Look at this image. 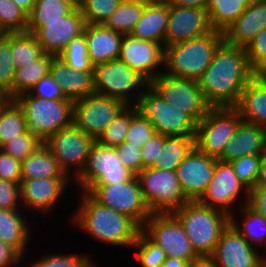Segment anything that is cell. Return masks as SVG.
Returning a JSON list of instances; mask_svg holds the SVG:
<instances>
[{
  "mask_svg": "<svg viewBox=\"0 0 266 267\" xmlns=\"http://www.w3.org/2000/svg\"><path fill=\"white\" fill-rule=\"evenodd\" d=\"M254 76L245 48L223 41L197 81L212 108L236 107L241 92Z\"/></svg>",
  "mask_w": 266,
  "mask_h": 267,
  "instance_id": "6da1fadb",
  "label": "cell"
},
{
  "mask_svg": "<svg viewBox=\"0 0 266 267\" xmlns=\"http://www.w3.org/2000/svg\"><path fill=\"white\" fill-rule=\"evenodd\" d=\"M74 221L91 237L105 244L132 246L142 227L131 217L97 202L84 191Z\"/></svg>",
  "mask_w": 266,
  "mask_h": 267,
  "instance_id": "7a4b0ae2",
  "label": "cell"
},
{
  "mask_svg": "<svg viewBox=\"0 0 266 267\" xmlns=\"http://www.w3.org/2000/svg\"><path fill=\"white\" fill-rule=\"evenodd\" d=\"M184 228L192 248L202 258H210L231 216L222 210L189 201L173 212Z\"/></svg>",
  "mask_w": 266,
  "mask_h": 267,
  "instance_id": "3957f363",
  "label": "cell"
},
{
  "mask_svg": "<svg viewBox=\"0 0 266 267\" xmlns=\"http://www.w3.org/2000/svg\"><path fill=\"white\" fill-rule=\"evenodd\" d=\"M223 41V32L212 30L201 37L165 47L164 67L168 72L164 73L198 80Z\"/></svg>",
  "mask_w": 266,
  "mask_h": 267,
  "instance_id": "277c9868",
  "label": "cell"
},
{
  "mask_svg": "<svg viewBox=\"0 0 266 267\" xmlns=\"http://www.w3.org/2000/svg\"><path fill=\"white\" fill-rule=\"evenodd\" d=\"M13 100L24 113L27 130L43 142L73 124L74 102L70 99H42L26 92Z\"/></svg>",
  "mask_w": 266,
  "mask_h": 267,
  "instance_id": "5b68a950",
  "label": "cell"
},
{
  "mask_svg": "<svg viewBox=\"0 0 266 267\" xmlns=\"http://www.w3.org/2000/svg\"><path fill=\"white\" fill-rule=\"evenodd\" d=\"M146 88L134 100L133 106L141 116L149 119L156 133L166 136H195L197 124L187 114L161 98L149 86Z\"/></svg>",
  "mask_w": 266,
  "mask_h": 267,
  "instance_id": "8992f818",
  "label": "cell"
},
{
  "mask_svg": "<svg viewBox=\"0 0 266 267\" xmlns=\"http://www.w3.org/2000/svg\"><path fill=\"white\" fill-rule=\"evenodd\" d=\"M88 192L97 202L134 219L141 227L152 215L144 200L137 175L118 184H87Z\"/></svg>",
  "mask_w": 266,
  "mask_h": 267,
  "instance_id": "52a82bcc",
  "label": "cell"
},
{
  "mask_svg": "<svg viewBox=\"0 0 266 267\" xmlns=\"http://www.w3.org/2000/svg\"><path fill=\"white\" fill-rule=\"evenodd\" d=\"M137 177L152 214L173 213L189 202L181 189L176 171L150 167L142 170Z\"/></svg>",
  "mask_w": 266,
  "mask_h": 267,
  "instance_id": "ba28073f",
  "label": "cell"
},
{
  "mask_svg": "<svg viewBox=\"0 0 266 267\" xmlns=\"http://www.w3.org/2000/svg\"><path fill=\"white\" fill-rule=\"evenodd\" d=\"M148 86L161 98L179 108L198 124L212 108L199 88L198 81L159 74Z\"/></svg>",
  "mask_w": 266,
  "mask_h": 267,
  "instance_id": "9c48e42d",
  "label": "cell"
},
{
  "mask_svg": "<svg viewBox=\"0 0 266 267\" xmlns=\"http://www.w3.org/2000/svg\"><path fill=\"white\" fill-rule=\"evenodd\" d=\"M93 71L96 93L101 96L119 99L127 106L135 104L132 101L134 96H131L130 92H138L137 99L144 91L141 87L148 86V82L141 75L119 59L98 64L94 66Z\"/></svg>",
  "mask_w": 266,
  "mask_h": 267,
  "instance_id": "30bf717a",
  "label": "cell"
},
{
  "mask_svg": "<svg viewBox=\"0 0 266 267\" xmlns=\"http://www.w3.org/2000/svg\"><path fill=\"white\" fill-rule=\"evenodd\" d=\"M241 121L235 107L211 108L196 125L195 147L222 161L224 147Z\"/></svg>",
  "mask_w": 266,
  "mask_h": 267,
  "instance_id": "8fae6325",
  "label": "cell"
},
{
  "mask_svg": "<svg viewBox=\"0 0 266 267\" xmlns=\"http://www.w3.org/2000/svg\"><path fill=\"white\" fill-rule=\"evenodd\" d=\"M142 232L160 246L166 256L188 261L200 260L183 226L173 213H154L142 226Z\"/></svg>",
  "mask_w": 266,
  "mask_h": 267,
  "instance_id": "7c38bea8",
  "label": "cell"
},
{
  "mask_svg": "<svg viewBox=\"0 0 266 267\" xmlns=\"http://www.w3.org/2000/svg\"><path fill=\"white\" fill-rule=\"evenodd\" d=\"M132 174L123 164L115 147L92 144L83 171L76 177L83 189L87 184H118L129 181Z\"/></svg>",
  "mask_w": 266,
  "mask_h": 267,
  "instance_id": "4fadbf2b",
  "label": "cell"
},
{
  "mask_svg": "<svg viewBox=\"0 0 266 267\" xmlns=\"http://www.w3.org/2000/svg\"><path fill=\"white\" fill-rule=\"evenodd\" d=\"M127 105L97 93L74 101L73 124L95 140Z\"/></svg>",
  "mask_w": 266,
  "mask_h": 267,
  "instance_id": "5bb4252c",
  "label": "cell"
},
{
  "mask_svg": "<svg viewBox=\"0 0 266 267\" xmlns=\"http://www.w3.org/2000/svg\"><path fill=\"white\" fill-rule=\"evenodd\" d=\"M95 139L79 130L74 124L49 136L43 144L58 161L67 176L70 167H75V179L84 169Z\"/></svg>",
  "mask_w": 266,
  "mask_h": 267,
  "instance_id": "9a60e30c",
  "label": "cell"
},
{
  "mask_svg": "<svg viewBox=\"0 0 266 267\" xmlns=\"http://www.w3.org/2000/svg\"><path fill=\"white\" fill-rule=\"evenodd\" d=\"M86 23L80 9L54 22H28L27 31L35 36L44 53L59 56L72 39L83 34Z\"/></svg>",
  "mask_w": 266,
  "mask_h": 267,
  "instance_id": "2e32d148",
  "label": "cell"
},
{
  "mask_svg": "<svg viewBox=\"0 0 266 267\" xmlns=\"http://www.w3.org/2000/svg\"><path fill=\"white\" fill-rule=\"evenodd\" d=\"M246 192L247 204L249 189L240 181L231 163L217 160L213 178L198 202L204 206L216 208L232 215L231 206L242 191Z\"/></svg>",
  "mask_w": 266,
  "mask_h": 267,
  "instance_id": "e0dca14e",
  "label": "cell"
},
{
  "mask_svg": "<svg viewBox=\"0 0 266 267\" xmlns=\"http://www.w3.org/2000/svg\"><path fill=\"white\" fill-rule=\"evenodd\" d=\"M164 56L163 44L137 39L128 34L123 35L118 59L125 62L149 83L162 73L161 71L158 73L156 69L160 65L164 67Z\"/></svg>",
  "mask_w": 266,
  "mask_h": 267,
  "instance_id": "ac0fdd59",
  "label": "cell"
},
{
  "mask_svg": "<svg viewBox=\"0 0 266 267\" xmlns=\"http://www.w3.org/2000/svg\"><path fill=\"white\" fill-rule=\"evenodd\" d=\"M230 223L223 231L210 260L217 267H265L264 259Z\"/></svg>",
  "mask_w": 266,
  "mask_h": 267,
  "instance_id": "d6986e66",
  "label": "cell"
},
{
  "mask_svg": "<svg viewBox=\"0 0 266 267\" xmlns=\"http://www.w3.org/2000/svg\"><path fill=\"white\" fill-rule=\"evenodd\" d=\"M217 160L194 147L176 168L181 189L189 201H198L204 194Z\"/></svg>",
  "mask_w": 266,
  "mask_h": 267,
  "instance_id": "ffe728a7",
  "label": "cell"
},
{
  "mask_svg": "<svg viewBox=\"0 0 266 267\" xmlns=\"http://www.w3.org/2000/svg\"><path fill=\"white\" fill-rule=\"evenodd\" d=\"M212 30L206 9L169 5L164 47L201 37Z\"/></svg>",
  "mask_w": 266,
  "mask_h": 267,
  "instance_id": "44dd1931",
  "label": "cell"
},
{
  "mask_svg": "<svg viewBox=\"0 0 266 267\" xmlns=\"http://www.w3.org/2000/svg\"><path fill=\"white\" fill-rule=\"evenodd\" d=\"M71 178H36L21 180L19 183L20 203L37 210L40 213H47L58 203L67 182Z\"/></svg>",
  "mask_w": 266,
  "mask_h": 267,
  "instance_id": "7402d4cb",
  "label": "cell"
},
{
  "mask_svg": "<svg viewBox=\"0 0 266 267\" xmlns=\"http://www.w3.org/2000/svg\"><path fill=\"white\" fill-rule=\"evenodd\" d=\"M266 27V0H255L223 32L224 41L245 48Z\"/></svg>",
  "mask_w": 266,
  "mask_h": 267,
  "instance_id": "603a6c76",
  "label": "cell"
},
{
  "mask_svg": "<svg viewBox=\"0 0 266 267\" xmlns=\"http://www.w3.org/2000/svg\"><path fill=\"white\" fill-rule=\"evenodd\" d=\"M50 74L59 83L65 98L73 102L96 93L94 71L73 70L59 56H54Z\"/></svg>",
  "mask_w": 266,
  "mask_h": 267,
  "instance_id": "cb8c5ba5",
  "label": "cell"
},
{
  "mask_svg": "<svg viewBox=\"0 0 266 267\" xmlns=\"http://www.w3.org/2000/svg\"><path fill=\"white\" fill-rule=\"evenodd\" d=\"M266 152V129L241 121L224 147L222 161L232 162L246 155Z\"/></svg>",
  "mask_w": 266,
  "mask_h": 267,
  "instance_id": "d4e9b609",
  "label": "cell"
},
{
  "mask_svg": "<svg viewBox=\"0 0 266 267\" xmlns=\"http://www.w3.org/2000/svg\"><path fill=\"white\" fill-rule=\"evenodd\" d=\"M83 33L93 66L119 58L123 34L103 24H86Z\"/></svg>",
  "mask_w": 266,
  "mask_h": 267,
  "instance_id": "484cf974",
  "label": "cell"
},
{
  "mask_svg": "<svg viewBox=\"0 0 266 267\" xmlns=\"http://www.w3.org/2000/svg\"><path fill=\"white\" fill-rule=\"evenodd\" d=\"M169 16V4L164 2H148L142 17L135 24L130 35L141 40H148L164 45Z\"/></svg>",
  "mask_w": 266,
  "mask_h": 267,
  "instance_id": "4316f807",
  "label": "cell"
},
{
  "mask_svg": "<svg viewBox=\"0 0 266 267\" xmlns=\"http://www.w3.org/2000/svg\"><path fill=\"white\" fill-rule=\"evenodd\" d=\"M235 108L243 121L266 128V84L257 75L246 84Z\"/></svg>",
  "mask_w": 266,
  "mask_h": 267,
  "instance_id": "83f0119b",
  "label": "cell"
},
{
  "mask_svg": "<svg viewBox=\"0 0 266 267\" xmlns=\"http://www.w3.org/2000/svg\"><path fill=\"white\" fill-rule=\"evenodd\" d=\"M21 180L36 178H73L67 176L58 161L43 144L21 162Z\"/></svg>",
  "mask_w": 266,
  "mask_h": 267,
  "instance_id": "f1b7e54d",
  "label": "cell"
},
{
  "mask_svg": "<svg viewBox=\"0 0 266 267\" xmlns=\"http://www.w3.org/2000/svg\"><path fill=\"white\" fill-rule=\"evenodd\" d=\"M18 209H0V240L15 247L22 255L27 248L30 228Z\"/></svg>",
  "mask_w": 266,
  "mask_h": 267,
  "instance_id": "f546056e",
  "label": "cell"
},
{
  "mask_svg": "<svg viewBox=\"0 0 266 267\" xmlns=\"http://www.w3.org/2000/svg\"><path fill=\"white\" fill-rule=\"evenodd\" d=\"M195 147V136H167L152 168L176 171Z\"/></svg>",
  "mask_w": 266,
  "mask_h": 267,
  "instance_id": "4dcf8cb0",
  "label": "cell"
},
{
  "mask_svg": "<svg viewBox=\"0 0 266 267\" xmlns=\"http://www.w3.org/2000/svg\"><path fill=\"white\" fill-rule=\"evenodd\" d=\"M53 55L44 53L38 60L15 70L12 83V100L19 95L30 92L38 81L50 74Z\"/></svg>",
  "mask_w": 266,
  "mask_h": 267,
  "instance_id": "1f68e13d",
  "label": "cell"
},
{
  "mask_svg": "<svg viewBox=\"0 0 266 267\" xmlns=\"http://www.w3.org/2000/svg\"><path fill=\"white\" fill-rule=\"evenodd\" d=\"M255 0H208L207 12L213 30L224 32Z\"/></svg>",
  "mask_w": 266,
  "mask_h": 267,
  "instance_id": "d6a6232c",
  "label": "cell"
},
{
  "mask_svg": "<svg viewBox=\"0 0 266 267\" xmlns=\"http://www.w3.org/2000/svg\"><path fill=\"white\" fill-rule=\"evenodd\" d=\"M147 3L144 0H122L117 9L103 25L120 34L128 35L142 17L144 7Z\"/></svg>",
  "mask_w": 266,
  "mask_h": 267,
  "instance_id": "836d02e7",
  "label": "cell"
},
{
  "mask_svg": "<svg viewBox=\"0 0 266 267\" xmlns=\"http://www.w3.org/2000/svg\"><path fill=\"white\" fill-rule=\"evenodd\" d=\"M26 131L22 109L14 100L4 99L0 104V148Z\"/></svg>",
  "mask_w": 266,
  "mask_h": 267,
  "instance_id": "e575fe53",
  "label": "cell"
},
{
  "mask_svg": "<svg viewBox=\"0 0 266 267\" xmlns=\"http://www.w3.org/2000/svg\"><path fill=\"white\" fill-rule=\"evenodd\" d=\"M11 54L16 70L38 60L44 52L33 34L23 32L11 33Z\"/></svg>",
  "mask_w": 266,
  "mask_h": 267,
  "instance_id": "d590c367",
  "label": "cell"
},
{
  "mask_svg": "<svg viewBox=\"0 0 266 267\" xmlns=\"http://www.w3.org/2000/svg\"><path fill=\"white\" fill-rule=\"evenodd\" d=\"M241 214L244 216V222L242 226L236 223L235 217L231 215V224L233 227L253 246L255 242H266V218L261 214H258L252 210L247 204H243L241 207ZM245 214V215H244ZM235 219V220H234ZM260 229V230H257ZM259 231V232H258Z\"/></svg>",
  "mask_w": 266,
  "mask_h": 267,
  "instance_id": "8d00e7d4",
  "label": "cell"
},
{
  "mask_svg": "<svg viewBox=\"0 0 266 267\" xmlns=\"http://www.w3.org/2000/svg\"><path fill=\"white\" fill-rule=\"evenodd\" d=\"M15 67L11 54V33L0 34V94L12 100V83Z\"/></svg>",
  "mask_w": 266,
  "mask_h": 267,
  "instance_id": "74e56055",
  "label": "cell"
},
{
  "mask_svg": "<svg viewBox=\"0 0 266 267\" xmlns=\"http://www.w3.org/2000/svg\"><path fill=\"white\" fill-rule=\"evenodd\" d=\"M28 15L12 0H0V34L27 31Z\"/></svg>",
  "mask_w": 266,
  "mask_h": 267,
  "instance_id": "f35d334b",
  "label": "cell"
},
{
  "mask_svg": "<svg viewBox=\"0 0 266 267\" xmlns=\"http://www.w3.org/2000/svg\"><path fill=\"white\" fill-rule=\"evenodd\" d=\"M74 8L61 0H36L28 22H54L69 15Z\"/></svg>",
  "mask_w": 266,
  "mask_h": 267,
  "instance_id": "ab89813d",
  "label": "cell"
},
{
  "mask_svg": "<svg viewBox=\"0 0 266 267\" xmlns=\"http://www.w3.org/2000/svg\"><path fill=\"white\" fill-rule=\"evenodd\" d=\"M59 57L73 70L93 71L94 69L88 57V47L84 33L72 39Z\"/></svg>",
  "mask_w": 266,
  "mask_h": 267,
  "instance_id": "60d3db41",
  "label": "cell"
},
{
  "mask_svg": "<svg viewBox=\"0 0 266 267\" xmlns=\"http://www.w3.org/2000/svg\"><path fill=\"white\" fill-rule=\"evenodd\" d=\"M155 133L156 130L149 119L141 116L133 105L130 106V126L125 141L141 149Z\"/></svg>",
  "mask_w": 266,
  "mask_h": 267,
  "instance_id": "b9f144b4",
  "label": "cell"
},
{
  "mask_svg": "<svg viewBox=\"0 0 266 267\" xmlns=\"http://www.w3.org/2000/svg\"><path fill=\"white\" fill-rule=\"evenodd\" d=\"M122 0H83L80 7L86 24H104Z\"/></svg>",
  "mask_w": 266,
  "mask_h": 267,
  "instance_id": "7bdbcfd3",
  "label": "cell"
},
{
  "mask_svg": "<svg viewBox=\"0 0 266 267\" xmlns=\"http://www.w3.org/2000/svg\"><path fill=\"white\" fill-rule=\"evenodd\" d=\"M130 126V106H126L99 136L97 141L109 147L121 145Z\"/></svg>",
  "mask_w": 266,
  "mask_h": 267,
  "instance_id": "ee69618b",
  "label": "cell"
},
{
  "mask_svg": "<svg viewBox=\"0 0 266 267\" xmlns=\"http://www.w3.org/2000/svg\"><path fill=\"white\" fill-rule=\"evenodd\" d=\"M42 145L43 141L27 130L4 144L0 149L22 162Z\"/></svg>",
  "mask_w": 266,
  "mask_h": 267,
  "instance_id": "f6af8a7d",
  "label": "cell"
},
{
  "mask_svg": "<svg viewBox=\"0 0 266 267\" xmlns=\"http://www.w3.org/2000/svg\"><path fill=\"white\" fill-rule=\"evenodd\" d=\"M132 247L139 249L138 257L142 267H162L166 259L164 250L152 242L142 231Z\"/></svg>",
  "mask_w": 266,
  "mask_h": 267,
  "instance_id": "bcb514c9",
  "label": "cell"
},
{
  "mask_svg": "<svg viewBox=\"0 0 266 267\" xmlns=\"http://www.w3.org/2000/svg\"><path fill=\"white\" fill-rule=\"evenodd\" d=\"M261 154L246 155L231 163L240 181L250 190L257 184Z\"/></svg>",
  "mask_w": 266,
  "mask_h": 267,
  "instance_id": "7dc6e473",
  "label": "cell"
},
{
  "mask_svg": "<svg viewBox=\"0 0 266 267\" xmlns=\"http://www.w3.org/2000/svg\"><path fill=\"white\" fill-rule=\"evenodd\" d=\"M251 71L257 75L266 69V27L245 47Z\"/></svg>",
  "mask_w": 266,
  "mask_h": 267,
  "instance_id": "c3c4849f",
  "label": "cell"
},
{
  "mask_svg": "<svg viewBox=\"0 0 266 267\" xmlns=\"http://www.w3.org/2000/svg\"><path fill=\"white\" fill-rule=\"evenodd\" d=\"M92 259L83 255H44L41 260L31 265V267H90Z\"/></svg>",
  "mask_w": 266,
  "mask_h": 267,
  "instance_id": "681fc988",
  "label": "cell"
},
{
  "mask_svg": "<svg viewBox=\"0 0 266 267\" xmlns=\"http://www.w3.org/2000/svg\"><path fill=\"white\" fill-rule=\"evenodd\" d=\"M124 166L134 175H138L143 170V159L141 149L137 146L130 145L124 141L121 145L115 147Z\"/></svg>",
  "mask_w": 266,
  "mask_h": 267,
  "instance_id": "f907efd6",
  "label": "cell"
},
{
  "mask_svg": "<svg viewBox=\"0 0 266 267\" xmlns=\"http://www.w3.org/2000/svg\"><path fill=\"white\" fill-rule=\"evenodd\" d=\"M30 93L42 99H67L62 93L59 83L52 77L51 74L41 78L30 90Z\"/></svg>",
  "mask_w": 266,
  "mask_h": 267,
  "instance_id": "816d5d0a",
  "label": "cell"
},
{
  "mask_svg": "<svg viewBox=\"0 0 266 267\" xmlns=\"http://www.w3.org/2000/svg\"><path fill=\"white\" fill-rule=\"evenodd\" d=\"M18 204H20L19 184L0 179V209H18Z\"/></svg>",
  "mask_w": 266,
  "mask_h": 267,
  "instance_id": "f5cc1de1",
  "label": "cell"
},
{
  "mask_svg": "<svg viewBox=\"0 0 266 267\" xmlns=\"http://www.w3.org/2000/svg\"><path fill=\"white\" fill-rule=\"evenodd\" d=\"M21 161L0 149V179L21 182Z\"/></svg>",
  "mask_w": 266,
  "mask_h": 267,
  "instance_id": "db71d44e",
  "label": "cell"
},
{
  "mask_svg": "<svg viewBox=\"0 0 266 267\" xmlns=\"http://www.w3.org/2000/svg\"><path fill=\"white\" fill-rule=\"evenodd\" d=\"M167 136L160 133H155L141 148V156L143 159V170L154 165L160 150L164 145V140Z\"/></svg>",
  "mask_w": 266,
  "mask_h": 267,
  "instance_id": "11a10c76",
  "label": "cell"
},
{
  "mask_svg": "<svg viewBox=\"0 0 266 267\" xmlns=\"http://www.w3.org/2000/svg\"><path fill=\"white\" fill-rule=\"evenodd\" d=\"M247 205L266 218V184H256L249 190Z\"/></svg>",
  "mask_w": 266,
  "mask_h": 267,
  "instance_id": "9f6ffc18",
  "label": "cell"
},
{
  "mask_svg": "<svg viewBox=\"0 0 266 267\" xmlns=\"http://www.w3.org/2000/svg\"><path fill=\"white\" fill-rule=\"evenodd\" d=\"M22 254L12 245L0 240V267H12L19 265Z\"/></svg>",
  "mask_w": 266,
  "mask_h": 267,
  "instance_id": "6f0895ef",
  "label": "cell"
},
{
  "mask_svg": "<svg viewBox=\"0 0 266 267\" xmlns=\"http://www.w3.org/2000/svg\"><path fill=\"white\" fill-rule=\"evenodd\" d=\"M169 5L207 9L208 0H167Z\"/></svg>",
  "mask_w": 266,
  "mask_h": 267,
  "instance_id": "680465c9",
  "label": "cell"
},
{
  "mask_svg": "<svg viewBox=\"0 0 266 267\" xmlns=\"http://www.w3.org/2000/svg\"><path fill=\"white\" fill-rule=\"evenodd\" d=\"M190 265L188 261L166 256L162 267H190Z\"/></svg>",
  "mask_w": 266,
  "mask_h": 267,
  "instance_id": "91938a15",
  "label": "cell"
},
{
  "mask_svg": "<svg viewBox=\"0 0 266 267\" xmlns=\"http://www.w3.org/2000/svg\"><path fill=\"white\" fill-rule=\"evenodd\" d=\"M257 184H266V152L261 154Z\"/></svg>",
  "mask_w": 266,
  "mask_h": 267,
  "instance_id": "94428289",
  "label": "cell"
},
{
  "mask_svg": "<svg viewBox=\"0 0 266 267\" xmlns=\"http://www.w3.org/2000/svg\"><path fill=\"white\" fill-rule=\"evenodd\" d=\"M17 6H19L27 15H29L33 9L36 0H12Z\"/></svg>",
  "mask_w": 266,
  "mask_h": 267,
  "instance_id": "6125c7cd",
  "label": "cell"
},
{
  "mask_svg": "<svg viewBox=\"0 0 266 267\" xmlns=\"http://www.w3.org/2000/svg\"><path fill=\"white\" fill-rule=\"evenodd\" d=\"M190 267H217L210 258H202L196 262H193Z\"/></svg>",
  "mask_w": 266,
  "mask_h": 267,
  "instance_id": "be15d7a7",
  "label": "cell"
},
{
  "mask_svg": "<svg viewBox=\"0 0 266 267\" xmlns=\"http://www.w3.org/2000/svg\"><path fill=\"white\" fill-rule=\"evenodd\" d=\"M61 1L69 4L74 9H80L83 0H61Z\"/></svg>",
  "mask_w": 266,
  "mask_h": 267,
  "instance_id": "e7e4bbea",
  "label": "cell"
},
{
  "mask_svg": "<svg viewBox=\"0 0 266 267\" xmlns=\"http://www.w3.org/2000/svg\"><path fill=\"white\" fill-rule=\"evenodd\" d=\"M257 76L266 84V69L261 70Z\"/></svg>",
  "mask_w": 266,
  "mask_h": 267,
  "instance_id": "03108f58",
  "label": "cell"
},
{
  "mask_svg": "<svg viewBox=\"0 0 266 267\" xmlns=\"http://www.w3.org/2000/svg\"><path fill=\"white\" fill-rule=\"evenodd\" d=\"M144 1H147V2H164L167 0H144Z\"/></svg>",
  "mask_w": 266,
  "mask_h": 267,
  "instance_id": "003e7915",
  "label": "cell"
},
{
  "mask_svg": "<svg viewBox=\"0 0 266 267\" xmlns=\"http://www.w3.org/2000/svg\"><path fill=\"white\" fill-rule=\"evenodd\" d=\"M5 98L0 94V104L2 103V101L4 100Z\"/></svg>",
  "mask_w": 266,
  "mask_h": 267,
  "instance_id": "a7ac6f4b",
  "label": "cell"
},
{
  "mask_svg": "<svg viewBox=\"0 0 266 267\" xmlns=\"http://www.w3.org/2000/svg\"><path fill=\"white\" fill-rule=\"evenodd\" d=\"M263 259H264V265L266 267V255L263 256Z\"/></svg>",
  "mask_w": 266,
  "mask_h": 267,
  "instance_id": "89a4df30",
  "label": "cell"
}]
</instances>
